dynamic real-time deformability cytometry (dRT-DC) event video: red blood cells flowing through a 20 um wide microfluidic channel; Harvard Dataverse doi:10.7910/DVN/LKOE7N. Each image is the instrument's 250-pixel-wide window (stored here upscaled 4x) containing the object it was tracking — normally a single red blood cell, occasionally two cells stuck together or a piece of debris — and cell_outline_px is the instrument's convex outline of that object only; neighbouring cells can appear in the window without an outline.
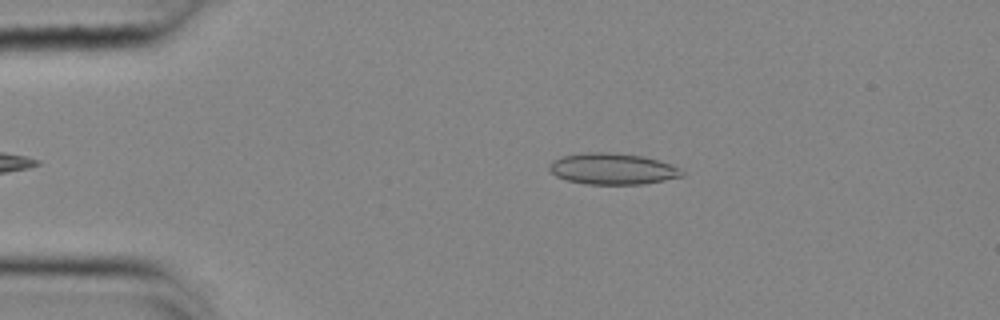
{"species": "common noctule bat (a hibernating species)", "species_latin": "Nyctalus noctula", "temperature_condition": "cold", "stored_images_in_passage": 40, "camera_frame_rate_fps": 3000, "um_per_image_px": 0.085, "animal": {"sex": "female", "body_mass_g": 25.1}, "frame": {"image": 1, "passage_image": 4, "time_ms": 1.0, "image_size_px": [1000, 320], "cell_outline_px": [[684, 176], [644, 184], [584, 184], [568, 180], [556, 176], [548, 168], [548, 164], [552, 160], [564, 156], [584, 152], [612, 152], [644, 156], [660, 160], [684, 172]], "centroid_in_image_um": [52.04, 14.34], "position_along_channel_um": 33.0, "area_um2": 24.16}}
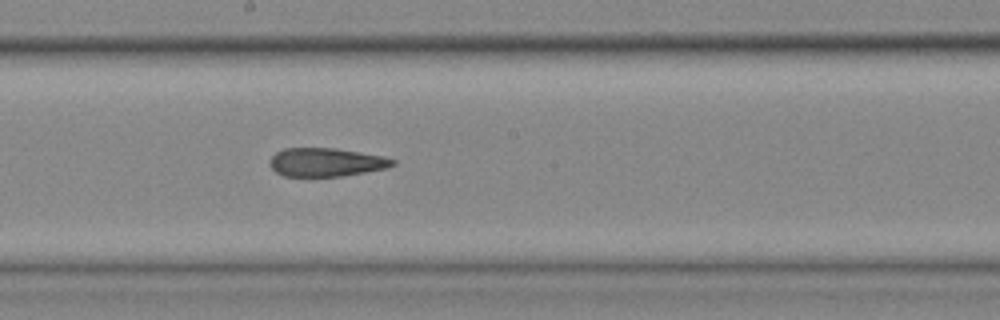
{"frame": {"image": 2, "passage_image": 23, "time_ms": 7.333, "image_size_px": [1000, 320], "cell_outline_px": [[396, 164], [388, 168], [344, 176], [284, 176], [276, 172], [268, 164], [268, 160], [276, 152], [284, 148], [336, 148], [384, 156], [396, 160]], "centroid_in_image_um": [27.73, 13.79], "position_along_channel_um": 220.5, "area_um2": 20.63}}
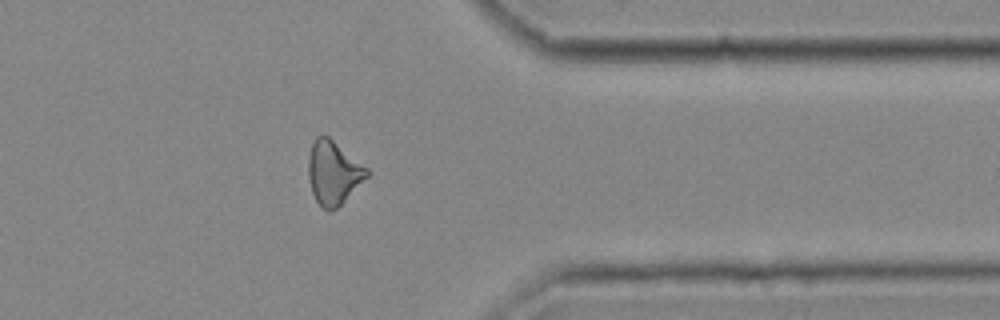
{"frame": {"image": 3, "passage_image": 37, "time_ms": 12.0, "image_size_px": [1000, 320], "cell_outline_px": [[372, 172], [332, 212], [328, 212], [316, 200], [312, 192], [308, 176], [308, 160], [312, 144], [316, 136], [328, 136], [368, 168]], "centroid_in_image_um": [28.34, 14.68], "position_along_channel_um": 383.1, "area_um2": 21.39}, "authors_computed_cell_mechanics": {"area_um2": 21.7039, "velocity_mm_per_s": 3.6875, "shape_relaxation_time_tau1_ms": null, "shape_relaxation_time_tau2_ms": 3.7724, "deformation_change_tau1": null, "deformation_change_tau2": 0.1322}}